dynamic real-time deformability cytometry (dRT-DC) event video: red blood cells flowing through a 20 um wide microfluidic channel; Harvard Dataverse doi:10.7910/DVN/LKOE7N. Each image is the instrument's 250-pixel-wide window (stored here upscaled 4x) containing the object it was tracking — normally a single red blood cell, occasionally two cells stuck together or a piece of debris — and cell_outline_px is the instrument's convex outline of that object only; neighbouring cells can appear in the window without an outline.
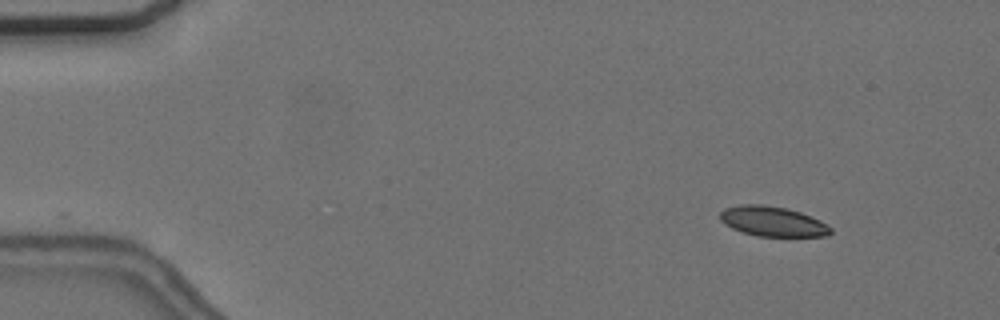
{"species": "common noctule bat (a hibernating species)", "species_latin": "Nyctalus noctula", "temperature_condition": "cold", "stored_images_in_passage": 52, "camera_frame_rate_fps": 3000, "um_per_image_px": 0.085, "animal": {"sex": "female", "body_mass_g": 24.6, "forearm_length_mm": 56.2}, "frame": {"image": 1, "passage_image": 2, "time_ms": 0.333, "image_size_px": [1000, 320], "cell_outline_px": [[832, 232], [828, 236], [756, 236], [732, 228], [724, 224], [720, 220], [720, 212], [724, 208], [740, 204], [764, 204], [788, 208], [800, 212], [820, 220], [832, 228]], "centroid_in_image_um": [65.66, 18.81], "position_along_channel_um": 19.3, "area_um2": 19.42}}
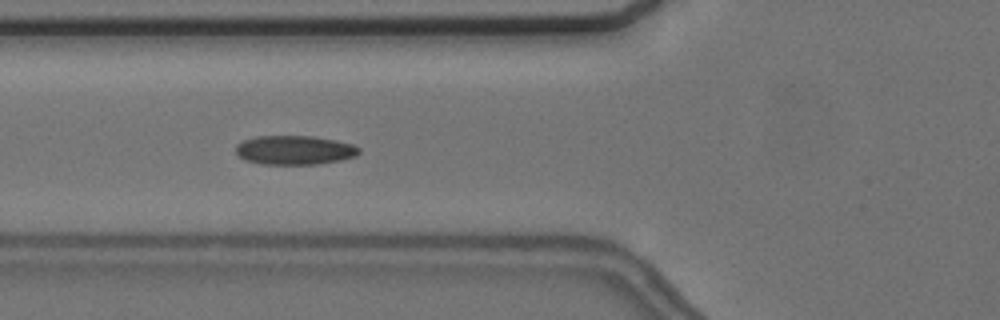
{"frame": {"image": 2, "passage_image": 17, "time_ms": 5.333, "image_size_px": [1000, 320], "cell_outline_px": [[360, 152], [356, 156], [340, 160], [316, 164], [260, 164], [244, 160], [236, 152], [236, 144], [244, 140], [256, 136], [312, 136], [336, 140], [352, 144], [360, 148]], "centroid_in_image_um": [25.03, 12.75], "position_along_channel_um": 100.8, "area_um2": 20.92}}
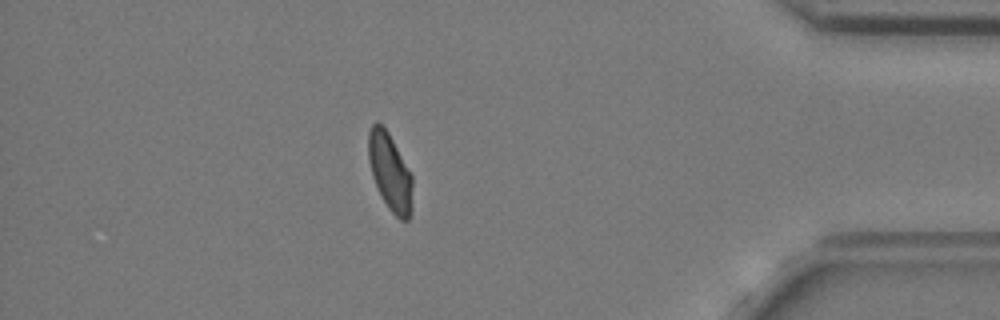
{"frame": {"image": 3, "passage_image": 45, "time_ms": 14.667, "image_size_px": [1000, 320], "cell_outline_px": [[412, 184], [408, 220], [400, 220], [388, 208], [380, 196], [372, 176], [368, 160], [368, 132], [372, 124], [376, 120], [388, 132], [412, 176]], "centroid_in_image_um": [33.1, 14.59], "position_along_channel_um": 402.1, "area_um2": 19.54}, "authors_computed_cell_mechanics": {"area_um2": 19.8832, "velocity_mm_per_s": 3.6505, "shape_relaxation_time_tau1_ms": null, "shape_relaxation_time_tau2_ms": 2.1056, "deformation_change_tau1": null, "deformation_change_tau2": 0.0601}}